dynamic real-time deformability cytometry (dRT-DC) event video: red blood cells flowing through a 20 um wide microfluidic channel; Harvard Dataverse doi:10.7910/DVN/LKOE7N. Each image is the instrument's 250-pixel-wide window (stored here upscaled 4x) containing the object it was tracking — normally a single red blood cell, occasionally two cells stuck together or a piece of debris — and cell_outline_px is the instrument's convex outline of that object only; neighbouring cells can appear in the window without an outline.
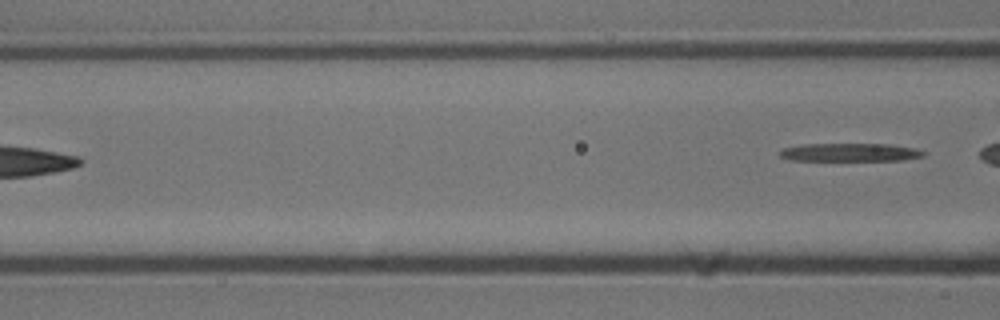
{"species": "common noctule bat (a hibernating species)", "species_latin": "Nyctalus noctula", "temperature_condition": "cold", "stored_images_in_passage": 13, "camera_frame_rate_fps": 3000, "um_per_image_px": 0.085, "animal": {"sex": "male", "body_mass_g": 13.3}, "frame": {"image": 1, "passage_image": 13, "time_ms": 4.0, "image_size_px": [1000, 320], "cell_outline_px": [[928, 152], [924, 156], [904, 160], [792, 160], [780, 156], [780, 152], [784, 148], [800, 144], [888, 144], [916, 148]], "centroid_in_image_um": [72.32, 12.94], "position_along_channel_um": 94.3, "area_um2": 15.14}}